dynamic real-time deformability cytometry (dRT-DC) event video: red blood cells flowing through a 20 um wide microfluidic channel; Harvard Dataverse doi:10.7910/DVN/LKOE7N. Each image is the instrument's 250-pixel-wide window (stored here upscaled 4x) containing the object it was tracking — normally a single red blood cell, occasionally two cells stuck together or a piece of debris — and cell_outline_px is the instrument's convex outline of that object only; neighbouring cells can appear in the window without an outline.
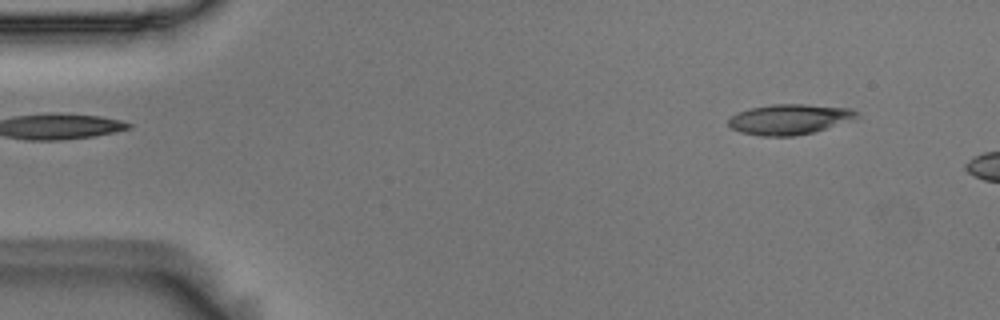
{"species": "Egyptian fruit bat (a non-hibernating species)", "species_latin": "Rousettus aegyptiacus", "temperature_condition": "room temperature", "stored_images_in_passage": 3, "camera_frame_rate_fps": 3000, "um_per_image_px": 0.085, "animal": {"sex": "male"}, "frame": {"image": 1, "passage_image": 1, "time_ms": 0.0, "image_size_px": [1000, 320], "cell_outline_px": [[860, 116], [812, 132], [792, 136], [760, 136], [740, 132], [732, 128], [728, 124], [728, 120], [732, 116], [748, 108], [772, 104], [804, 104], [852, 108]], "centroid_in_image_um": [67.05, 10.13], "position_along_channel_um": 18.0, "area_um2": 22.31}}